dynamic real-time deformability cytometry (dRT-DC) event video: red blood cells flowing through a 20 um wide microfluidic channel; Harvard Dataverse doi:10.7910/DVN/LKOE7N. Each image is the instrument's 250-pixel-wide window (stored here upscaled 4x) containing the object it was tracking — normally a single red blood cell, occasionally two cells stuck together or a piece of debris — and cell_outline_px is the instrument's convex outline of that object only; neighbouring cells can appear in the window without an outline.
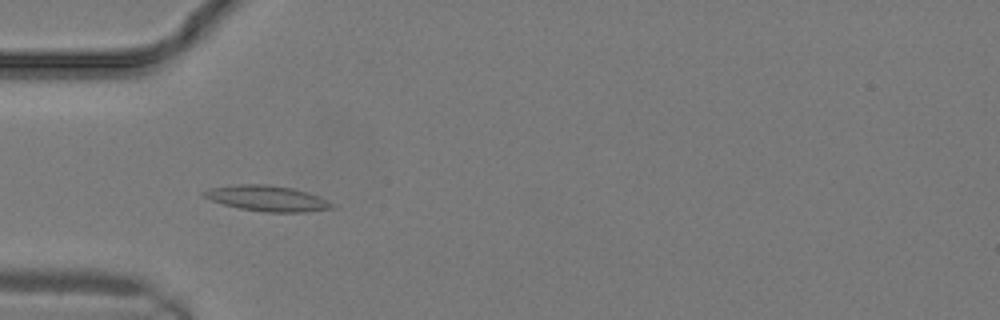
{"species": "common noctule bat (a hibernating species)", "species_latin": "Nyctalus noctula", "temperature_condition": "warm", "stored_images_in_passage": 11, "camera_frame_rate_fps": 3000, "um_per_image_px": 0.085, "animal": {"sex": "male", "body_mass_g": 19.2, "forearm_length_mm": 51.8}, "frame": {"image": 1, "passage_image": 8, "time_ms": 2.333, "image_size_px": [1000, 320], "cell_outline_px": [[336, 208], [304, 212], [264, 212], [240, 208], [224, 204], [200, 196], [200, 192], [208, 188], [240, 184], [268, 184], [292, 188], [308, 192], [332, 204]], "centroid_in_image_um": [22.64, 16.85], "position_along_channel_um": 62.4, "area_um2": 19.02}}
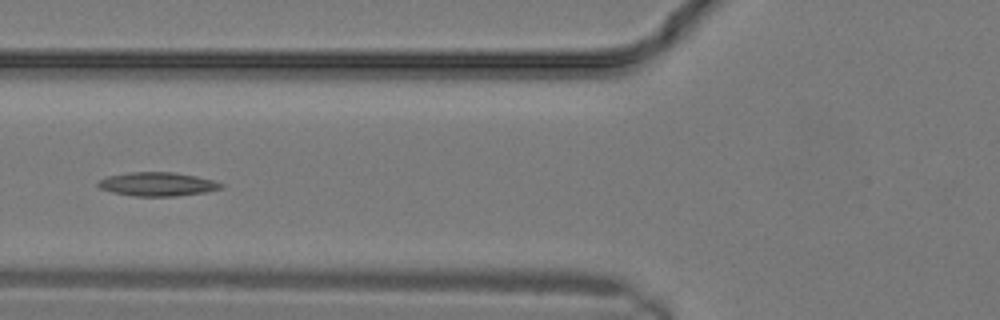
{"frame": {"image": 2, "passage_image": 10, "time_ms": 3.0, "image_size_px": [1000, 320], "cell_outline_px": [[224, 188], [208, 192], [176, 196], [132, 196], [112, 192], [100, 188], [96, 184], [100, 180], [108, 176], [132, 172], [172, 172], [196, 176], [212, 180], [224, 184]], "centroid_in_image_um": [13.42, 15.66], "position_along_channel_um": 112.4, "area_um2": 17.05}}